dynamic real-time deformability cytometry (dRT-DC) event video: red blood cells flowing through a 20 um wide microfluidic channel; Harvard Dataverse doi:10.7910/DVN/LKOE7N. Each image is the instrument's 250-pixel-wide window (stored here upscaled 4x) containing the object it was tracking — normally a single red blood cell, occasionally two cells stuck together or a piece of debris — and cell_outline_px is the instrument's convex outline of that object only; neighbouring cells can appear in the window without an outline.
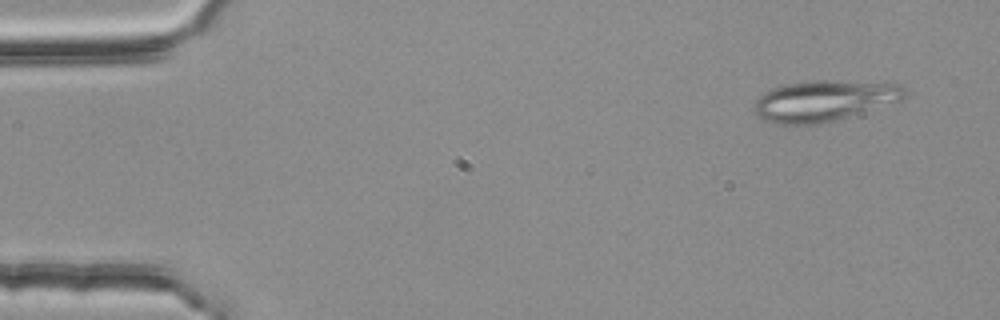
{"species": "common noctule bat (a hibernating species)", "species_latin": "Nyctalus noctula", "temperature_condition": "room temperature", "stored_images_in_passage": 51, "segment_of_instrument_passage": [1, 2], "camera_frame_rate_fps": 3000, "um_per_image_px": 0.085, "animal": {"sex": "female", "body_mass_g": 25.1}, "frame": {"image": 1, "passage_image": 4, "time_ms": 1.0, "image_size_px": [1000, 320], "cell_outline_px": [[908, 92], [900, 100], [836, 120], [816, 124], [776, 124], [764, 120], [752, 108], [752, 104], [764, 92], [772, 88], [788, 84], [816, 80], [824, 80], [900, 84]], "centroid_in_image_um": [70.01, 8.56], "position_along_channel_um": 15.0, "area_um2": 35.37}}
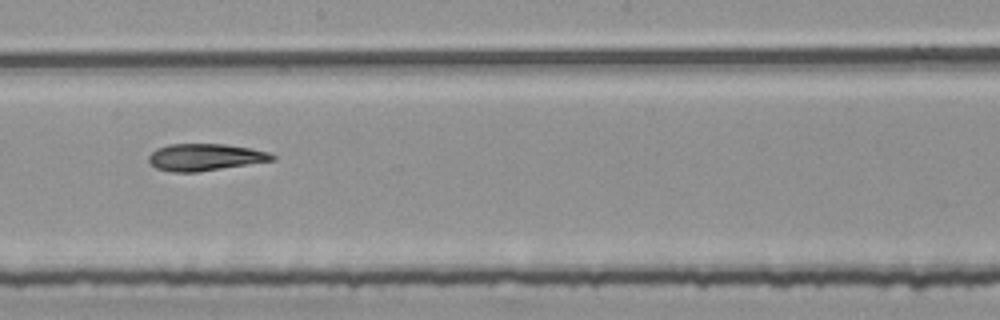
{"frame": {"image": 2, "passage_image": 30, "time_ms": 9.667, "image_size_px": [1000, 320], "cell_outline_px": [[276, 160], [196, 172], [172, 172], [156, 168], [148, 160], [148, 156], [156, 148], [168, 144], [224, 144], [252, 148], [268, 152], [276, 156]], "centroid_in_image_um": [17.43, 13.35], "position_along_channel_um": 230.8, "area_um2": 19.42}}
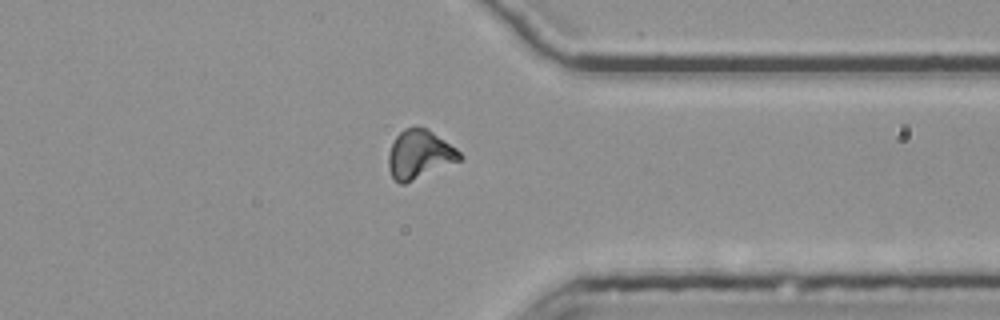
{"frame": {"image": 3, "passage_image": 42, "time_ms": 13.667, "image_size_px": [1000, 320], "cell_outline_px": [[464, 160], [404, 184], [400, 184], [392, 176], [388, 168], [388, 152], [396, 136], [404, 128], [428, 128], [456, 148], [464, 156]], "centroid_in_image_um": [35.69, 13.14], "position_along_channel_um": 375.7, "area_um2": 20.4}}